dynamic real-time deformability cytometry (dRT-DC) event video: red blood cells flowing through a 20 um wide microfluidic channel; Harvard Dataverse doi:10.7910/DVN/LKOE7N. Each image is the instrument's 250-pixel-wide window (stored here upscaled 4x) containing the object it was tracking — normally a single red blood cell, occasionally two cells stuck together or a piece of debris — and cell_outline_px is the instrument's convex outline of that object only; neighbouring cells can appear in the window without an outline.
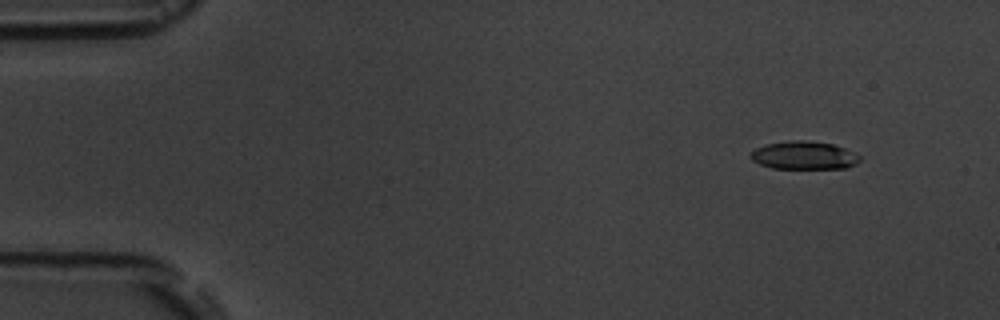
{"species": "common noctule bat (a hibernating species)", "species_latin": "Nyctalus noctula", "temperature_condition": "room temperature", "stored_images_in_passage": 4, "camera_frame_rate_fps": 3000, "um_per_image_px": 0.085, "animal": {"sex": "male", "body_mass_g": 19.5, "forearm_length_mm": 54.6}, "frame": {"image": 1, "passage_image": 1, "time_ms": 0.0, "image_size_px": [1000, 320], "cell_outline_px": [[860, 160], [856, 164], [844, 168], [772, 168], [760, 164], [752, 160], [748, 156], [756, 148], [768, 144], [792, 140], [804, 140], [832, 144], [844, 148], [860, 156]], "centroid_in_image_um": [68.32, 13.21], "position_along_channel_um": 16.7, "area_um2": 17.63}}
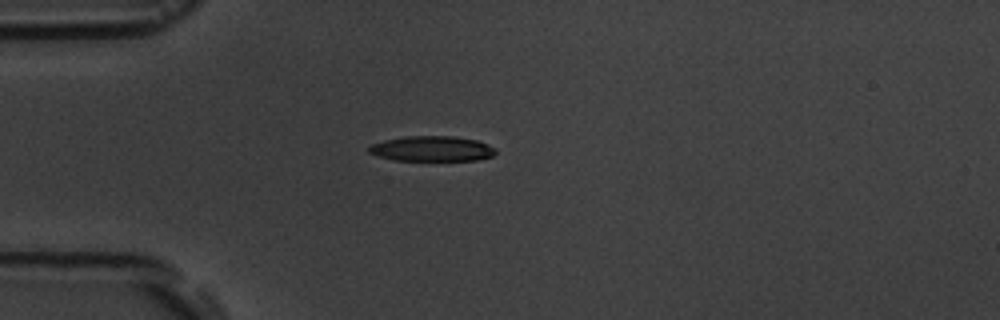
{"frame": {"image": 2, "passage_image": 4, "time_ms": 3.333, "image_size_px": [1000, 320], "cell_outline_px": [[496, 152], [492, 156], [476, 160], [392, 160], [368, 152], [368, 148], [372, 144], [384, 140], [404, 136], [452, 136], [476, 140], [488, 144], [496, 148]], "centroid_in_image_um": [36.72, 12.63], "position_along_channel_um": 48.3, "area_um2": 18.55}}